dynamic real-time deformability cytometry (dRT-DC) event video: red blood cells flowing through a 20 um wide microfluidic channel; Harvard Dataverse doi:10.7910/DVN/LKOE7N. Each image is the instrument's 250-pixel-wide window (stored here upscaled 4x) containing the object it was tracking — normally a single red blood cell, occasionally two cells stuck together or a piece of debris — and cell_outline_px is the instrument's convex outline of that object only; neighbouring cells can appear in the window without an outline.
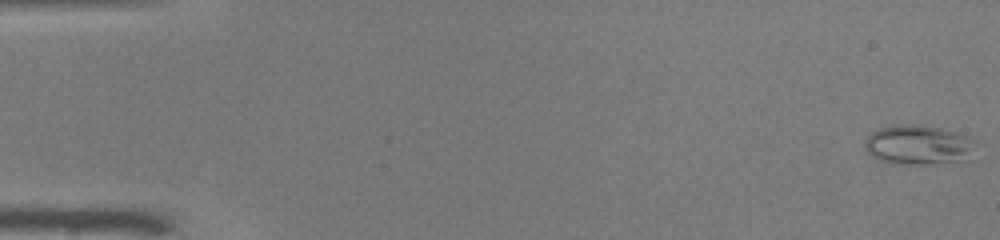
{"species": "common noctule bat (a hibernating species)", "species_latin": "Nyctalus noctula", "temperature_condition": "warm", "stored_images_in_passage": 51, "camera_frame_rate_fps": 3000, "um_per_image_px": 0.085, "animal": {"sex": "male", "body_mass_g": 19.0, "forearm_length_mm": 50.8}, "frame": {"image": 1, "passage_image": 1, "time_ms": 0.0, "image_size_px": [1000, 240], "cell_outline_px": [[976, 140], [964, 156], [956, 160], [924, 164], [908, 164], [880, 160], [868, 152], [864, 148], [864, 144], [868, 136], [872, 132], [880, 128], [908, 124], [912, 124], [940, 128], [968, 136]], "centroid_in_image_um": [77.96, 12.28], "position_along_channel_um": 7.0, "area_um2": 24.33}}
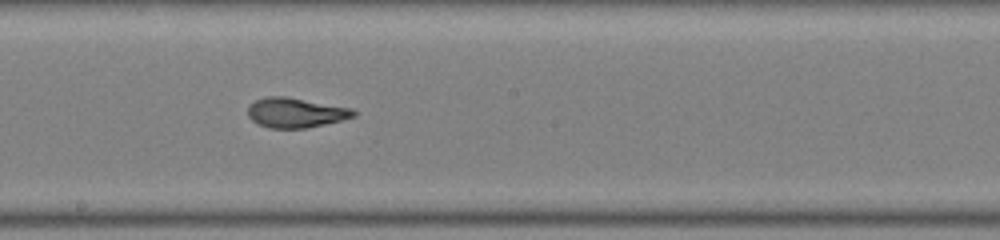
{"frame": {"image": 2, "passage_image": 29, "time_ms": 9.333, "image_size_px": [1000, 240], "cell_outline_px": [[356, 116], [340, 120], [304, 128], [268, 128], [252, 120], [248, 116], [248, 108], [256, 100], [268, 96], [288, 96], [352, 108], [356, 112]], "centroid_in_image_um": [25.13, 9.56], "position_along_channel_um": 223.1, "area_um2": 18.21}}
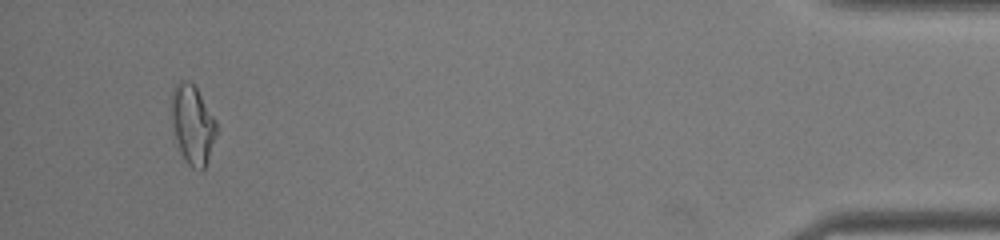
{"frame": {"image": 3, "passage_image": 49, "time_ms": 16.0, "image_size_px": [1000, 240], "cell_outline_px": [[216, 136], [204, 168], [200, 172], [192, 168], [184, 160], [176, 136], [172, 120], [172, 92], [176, 84], [180, 80], [188, 80], [196, 88], [216, 120]], "centroid_in_image_um": [16.38, 10.59], "position_along_channel_um": 418.8, "area_um2": 20.23}, "authors_computed_cell_mechanics": {"area_um2": 19.0162, "velocity_mm_per_s": 3.9829, "shape_relaxation_time_tau1_ms": 9.7469, "shape_relaxation_time_tau2_ms": 1.4439, "deformation_change_tau1": 0.3439, "deformation_change_tau2": 0.0859}}